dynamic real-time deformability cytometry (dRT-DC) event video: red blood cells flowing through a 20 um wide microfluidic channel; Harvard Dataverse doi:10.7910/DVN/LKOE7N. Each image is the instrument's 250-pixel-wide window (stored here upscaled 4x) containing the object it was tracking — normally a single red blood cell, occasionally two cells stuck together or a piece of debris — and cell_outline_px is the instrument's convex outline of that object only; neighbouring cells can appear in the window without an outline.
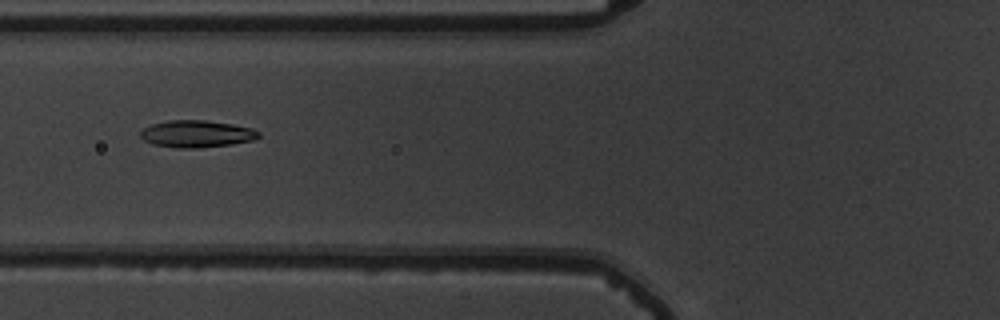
{"species": "common noctule bat (a hibernating species)", "species_latin": "Nyctalus noctula", "temperature_condition": "warm", "stored_images_in_passage": 31, "camera_frame_rate_fps": 3000, "um_per_image_px": 0.085, "animal": {"sex": "male", "body_mass_g": 19.5, "forearm_length_mm": 54.6}, "frame": {"image": 1, "passage_image": 4, "time_ms": 1.0, "image_size_px": [1000, 320], "cell_outline_px": [[260, 136], [256, 140], [232, 144], [196, 148], [176, 148], [152, 144], [144, 140], [140, 136], [140, 132], [144, 128], [152, 124], [168, 120], [204, 120], [232, 124], [252, 128], [260, 132]], "centroid_in_image_um": [16.73, 11.38], "position_along_channel_um": 109.1, "area_um2": 18.73}}
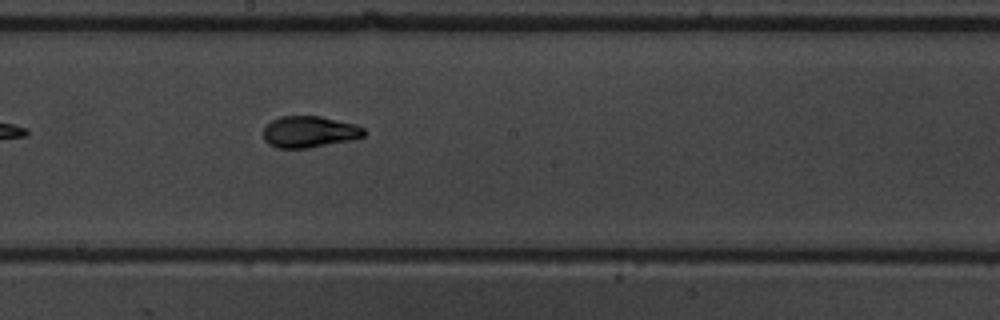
{"frame": {"image": 2, "passage_image": 13, "time_ms": 4.0, "image_size_px": [1000, 320], "cell_outline_px": [[364, 136], [352, 140], [308, 148], [276, 148], [268, 144], [264, 140], [264, 128], [272, 120], [280, 116], [320, 116], [356, 124], [364, 128]], "centroid_in_image_um": [26.29, 11.21], "position_along_channel_um": 221.9, "area_um2": 18.5}}
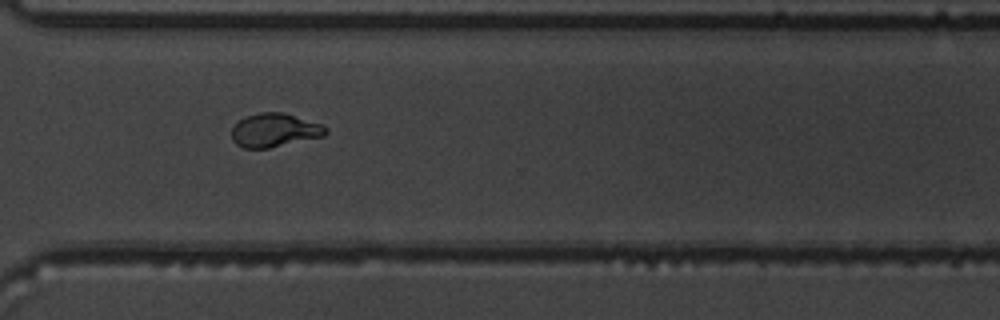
{"frame": {"image": 3, "passage_image": 23, "time_ms": 7.333, "image_size_px": [1000, 320], "cell_outline_px": [[328, 132], [324, 136], [268, 148], [244, 148], [236, 144], [232, 140], [232, 128], [240, 120], [248, 116], [260, 112], [284, 112], [324, 124], [328, 128]], "centroid_in_image_um": [23.38, 11.06], "position_along_channel_um": 347.2, "area_um2": 18.5}, "authors_computed_cell_mechanics": {"area_um2": 18.3804, "velocity_mm_per_s": 3.766, "shape_relaxation_time_tau1_ms": 3.3633, "shape_relaxation_time_tau2_ms": 1.1582, "deformation_change_tau1": 0.1985, "deformation_change_tau2": 0.06}}